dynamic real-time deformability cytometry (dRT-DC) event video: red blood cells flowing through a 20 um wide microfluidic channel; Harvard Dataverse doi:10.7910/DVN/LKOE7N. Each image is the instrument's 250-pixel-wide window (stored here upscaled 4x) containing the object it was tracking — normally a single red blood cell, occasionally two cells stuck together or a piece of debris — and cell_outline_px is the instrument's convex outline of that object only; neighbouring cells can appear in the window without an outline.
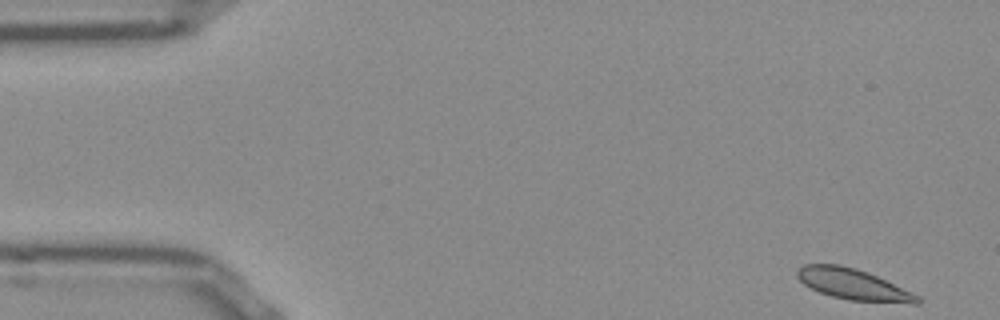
{"species": "Egyptian fruit bat (a non-hibernating species)", "species_latin": "Rousettus aegyptiacus", "temperature_condition": "room temperature", "stored_images_in_passage": 51, "camera_frame_rate_fps": 3000, "um_per_image_px": 0.085, "frame": {"image": 1, "passage_image": 1, "time_ms": 0.0, "image_size_px": [1000, 320], "cell_outline_px": [[920, 304], [912, 304], [848, 300], [832, 296], [820, 292], [804, 284], [796, 276], [796, 268], [804, 264], [840, 264], [856, 268], [868, 272], [920, 296]], "centroid_in_image_um": [72.52, 24.17], "position_along_channel_um": 12.5, "area_um2": 21.73}}
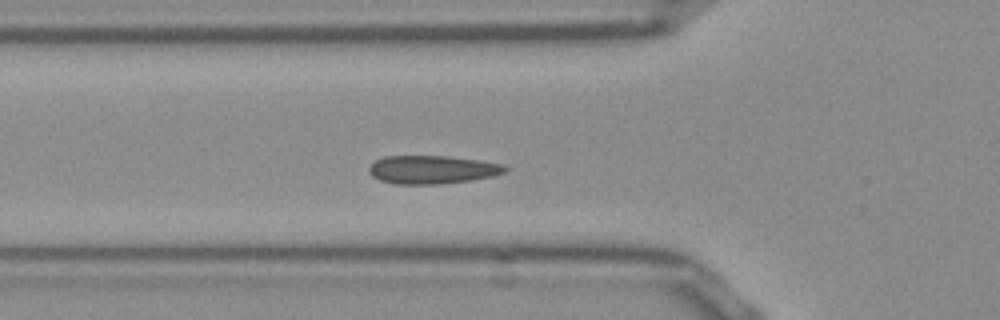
{"frame": {"image": 2, "passage_image": 16, "time_ms": 5.0, "image_size_px": [1000, 320], "cell_outline_px": [[508, 168], [504, 172], [492, 176], [472, 180], [440, 184], [396, 184], [380, 180], [372, 176], [368, 172], [368, 168], [376, 160], [384, 156], [448, 156], [504, 164]], "centroid_in_image_um": [36.72, 14.42], "position_along_channel_um": 89.1, "area_um2": 22.37}}
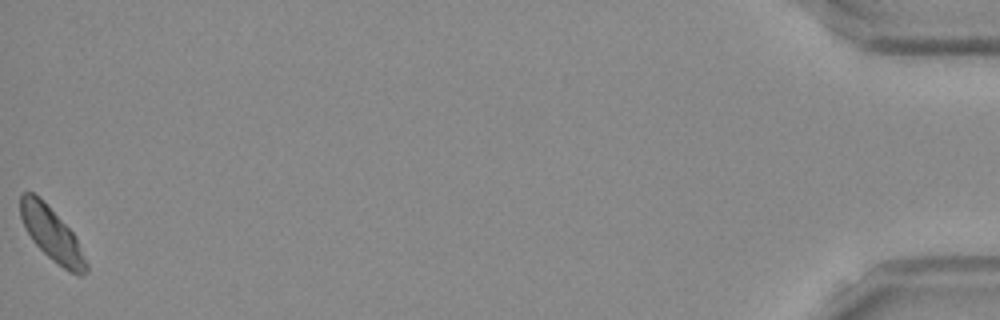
{"frame": {"image": 3, "passage_image": 51, "time_ms": 16.667, "image_size_px": [1000, 320], "cell_outline_px": [[88, 272], [80, 276], [64, 268], [52, 260], [32, 240], [24, 228], [20, 216], [20, 196], [24, 192], [32, 192], [72, 232], [88, 264]], "centroid_in_image_um": [4.38, 19.95], "position_along_channel_um": 430.8, "area_um2": 19.59}, "authors_computed_cell_mechanics": {"area_um2": 21.4438, "velocity_mm_per_s": 3.8115, "shape_relaxation_time_tau1_ms": 3.9555, "shape_relaxation_time_tau2_ms": null, "deformation_change_tau1": 0.0604, "deformation_change_tau2": null}}